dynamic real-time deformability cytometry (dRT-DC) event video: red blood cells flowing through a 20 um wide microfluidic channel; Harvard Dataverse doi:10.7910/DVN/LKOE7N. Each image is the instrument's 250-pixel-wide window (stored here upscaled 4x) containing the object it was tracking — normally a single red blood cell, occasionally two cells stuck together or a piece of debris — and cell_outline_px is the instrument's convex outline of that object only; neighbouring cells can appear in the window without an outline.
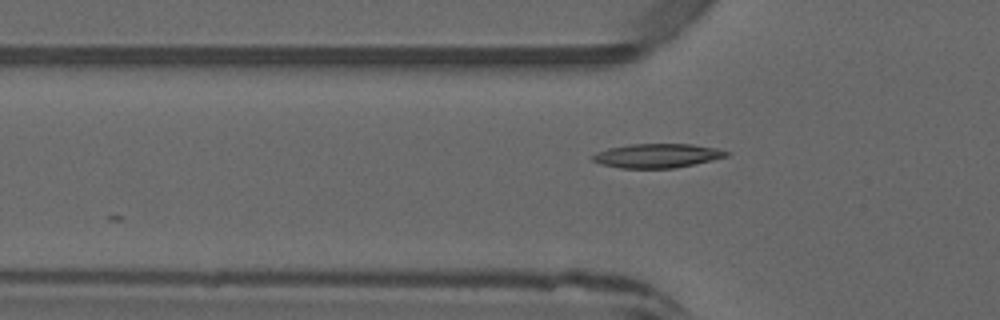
{"species": "common noctule bat (a hibernating species)", "species_latin": "Nyctalus noctula", "temperature_condition": "warm", "stored_images_in_passage": 4, "camera_frame_rate_fps": 3000, "um_per_image_px": 0.085, "animal": {"sex": "male", "forearm_length_mm": 52.5}, "frame": {"image": 1, "passage_image": 2, "time_ms": 0.333, "image_size_px": [1000, 320], "cell_outline_px": [[632, 288], [536, 288], [524, 284], [524, 280], [564, 268], [588, 268]], "centroid_in_image_um": [48.76, 23.79], "position_along_channel_um": 77.0, "area_um2": 10.52}}